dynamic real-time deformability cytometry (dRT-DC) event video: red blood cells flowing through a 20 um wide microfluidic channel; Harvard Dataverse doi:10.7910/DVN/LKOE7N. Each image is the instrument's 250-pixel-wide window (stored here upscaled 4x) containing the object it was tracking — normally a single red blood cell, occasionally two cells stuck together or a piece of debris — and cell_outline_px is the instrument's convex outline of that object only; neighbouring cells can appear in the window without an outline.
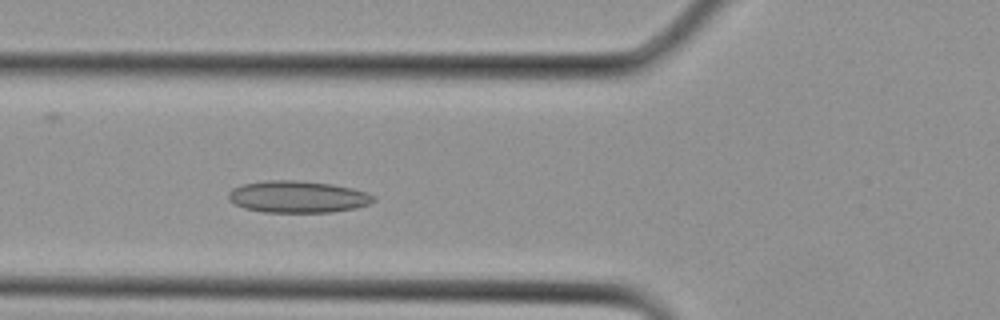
{"species": "Egyptian fruit bat (a non-hibernating species)", "species_latin": "Rousettus aegyptiacus", "temperature_condition": "cold", "stored_images_in_passage": 20, "camera_frame_rate_fps": 3000, "um_per_image_px": 0.085, "animal": {"sex": "female"}, "frame": {"image": 1, "passage_image": 8, "time_ms": 2.333, "image_size_px": [1000, 320], "cell_outline_px": [[376, 200], [368, 204], [356, 208], [332, 212], [264, 212], [244, 208], [228, 200], [228, 192], [232, 188], [240, 184], [268, 180], [296, 180], [332, 184], [352, 188], [368, 192], [376, 196]], "centroid_in_image_um": [25.31, 16.72], "position_along_channel_um": 100.5, "area_um2": 27.17}}
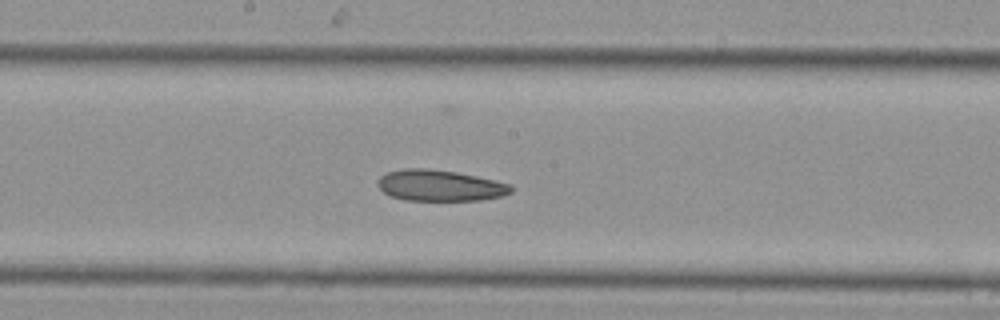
{"frame": {"image": 2, "passage_image": 13, "time_ms": 4.0, "image_size_px": [1000, 320], "cell_outline_px": [[512, 192], [500, 196], [480, 200], [404, 200], [392, 196], [384, 192], [376, 184], [376, 180], [380, 176], [388, 172], [404, 168], [428, 168], [456, 172], [476, 176], [512, 184]], "centroid_in_image_um": [37.37, 15.76], "position_along_channel_um": 210.8, "area_um2": 24.16}}
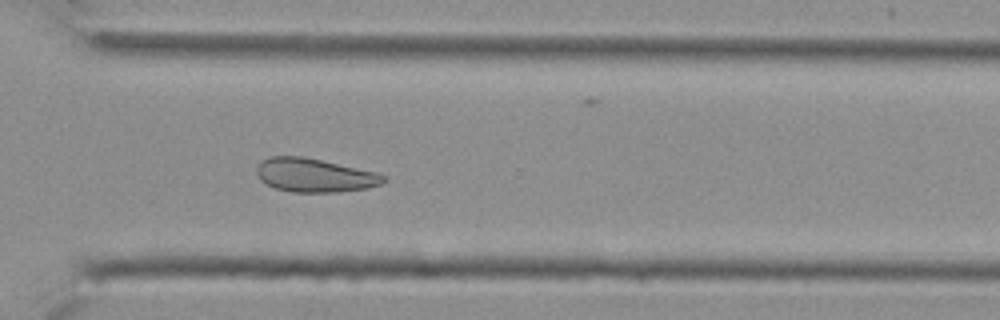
{"frame": {"image": 3, "passage_image": 19, "time_ms": 6.0, "image_size_px": [1000, 320], "cell_outline_px": [[384, 180], [380, 184], [368, 188], [336, 192], [292, 192], [276, 188], [260, 180], [256, 172], [256, 168], [268, 156], [300, 156], [380, 172], [384, 176]], "centroid_in_image_um": [26.75, 14.89], "position_along_channel_um": 343.9, "area_um2": 24.74}}